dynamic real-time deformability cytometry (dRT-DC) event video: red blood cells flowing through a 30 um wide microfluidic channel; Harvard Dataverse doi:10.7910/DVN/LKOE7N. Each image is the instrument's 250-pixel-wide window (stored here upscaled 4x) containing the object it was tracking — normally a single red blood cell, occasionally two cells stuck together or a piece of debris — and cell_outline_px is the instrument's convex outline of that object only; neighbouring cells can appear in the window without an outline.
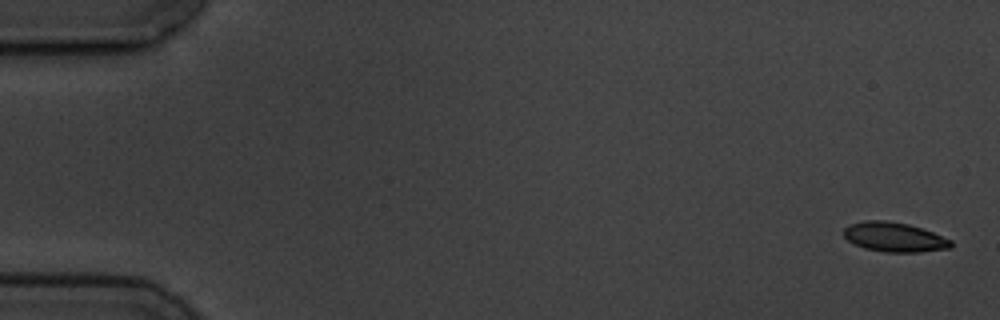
{"species": "common noctule bat (a hibernating species)", "species_latin": "Nyctalus noctula", "temperature_condition": "cold", "stored_images_in_passage": 11, "camera_frame_rate_fps": 3000, "um_per_image_px": 0.085, "animal": {"sex": "male", "body_mass_g": 19.5, "forearm_length_mm": 54.6}, "frame": {"image": 1, "passage_image": 1, "time_ms": 0.0, "image_size_px": [1000, 320], "cell_outline_px": [[952, 248], [920, 252], [884, 252], [864, 248], [848, 240], [844, 236], [844, 228], [848, 224], [864, 220], [884, 220], [908, 224], [932, 232], [952, 240]], "centroid_in_image_um": [76.01, 20.15], "position_along_channel_um": 9.0, "area_um2": 18.44}}
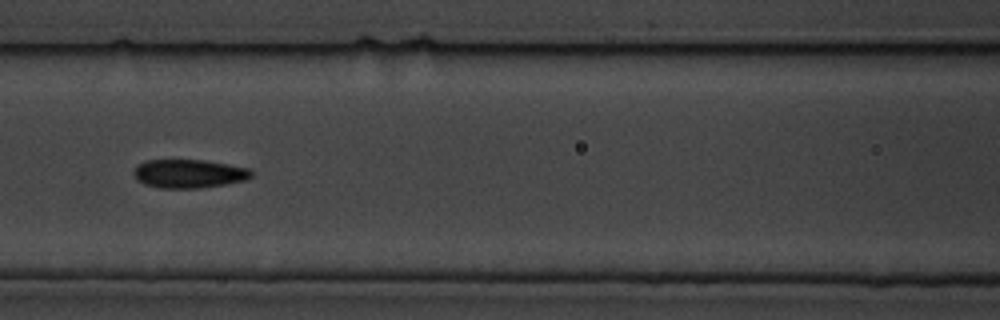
{"frame": {"image": 2, "passage_image": 7, "time_ms": 8.0, "image_size_px": [1000, 320], "cell_outline_px": [[252, 176], [244, 180], [224, 184], [200, 188], [160, 188], [144, 184], [136, 180], [132, 172], [136, 164], [148, 160], [204, 160], [228, 164], [248, 168], [252, 172]], "centroid_in_image_um": [16.0, 14.76], "position_along_channel_um": 150.6, "area_um2": 19.65}}
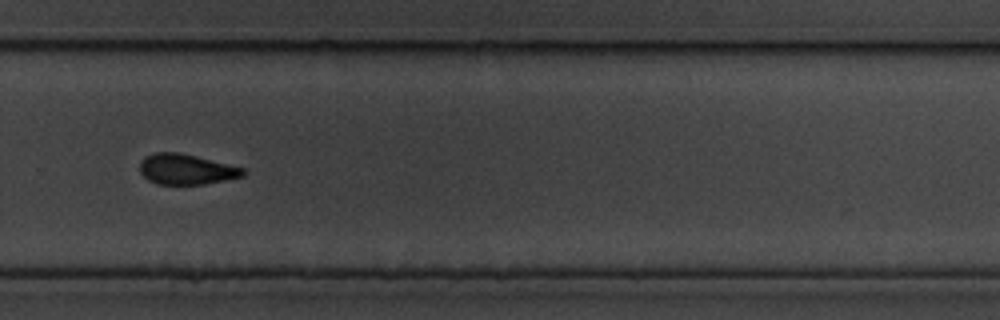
{"frame": {"image": 3, "passage_image": 11, "time_ms": 12.667, "image_size_px": [1000, 320], "cell_outline_px": [[248, 172], [244, 176], [204, 184], [156, 184], [148, 180], [140, 172], [140, 160], [156, 152], [180, 152], [244, 168]], "centroid_in_image_um": [15.84, 14.39], "position_along_channel_um": 314.0, "area_um2": 18.26}}